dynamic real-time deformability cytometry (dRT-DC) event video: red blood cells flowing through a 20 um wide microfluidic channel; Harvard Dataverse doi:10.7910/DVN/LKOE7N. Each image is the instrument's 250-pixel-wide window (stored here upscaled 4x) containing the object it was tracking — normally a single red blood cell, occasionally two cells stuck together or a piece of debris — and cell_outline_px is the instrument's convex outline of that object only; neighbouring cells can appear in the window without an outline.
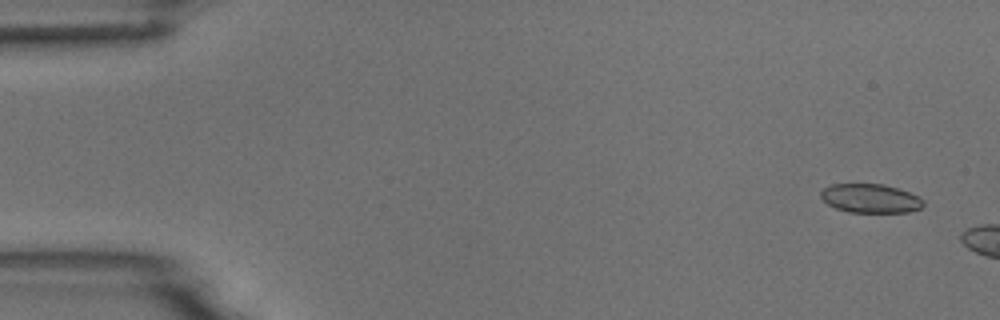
{"species": "common noctule bat (a hibernating species)", "species_latin": "Nyctalus noctula", "temperature_condition": "room temperature", "stored_images_in_passage": 3, "camera_frame_rate_fps": 3000, "um_per_image_px": 0.085, "animal": {"sex": "male", "body_mass_g": 18.8}, "frame": {"image": 1, "passage_image": 1, "time_ms": 0.0, "image_size_px": [1000, 320], "cell_outline_px": [[924, 204], [920, 208], [908, 212], [848, 212], [836, 208], [828, 204], [820, 196], [820, 192], [824, 188], [832, 184], [884, 184], [908, 192], [924, 200]], "centroid_in_image_um": [73.97, 16.86], "position_along_channel_um": 11.0, "area_um2": 17.11}}